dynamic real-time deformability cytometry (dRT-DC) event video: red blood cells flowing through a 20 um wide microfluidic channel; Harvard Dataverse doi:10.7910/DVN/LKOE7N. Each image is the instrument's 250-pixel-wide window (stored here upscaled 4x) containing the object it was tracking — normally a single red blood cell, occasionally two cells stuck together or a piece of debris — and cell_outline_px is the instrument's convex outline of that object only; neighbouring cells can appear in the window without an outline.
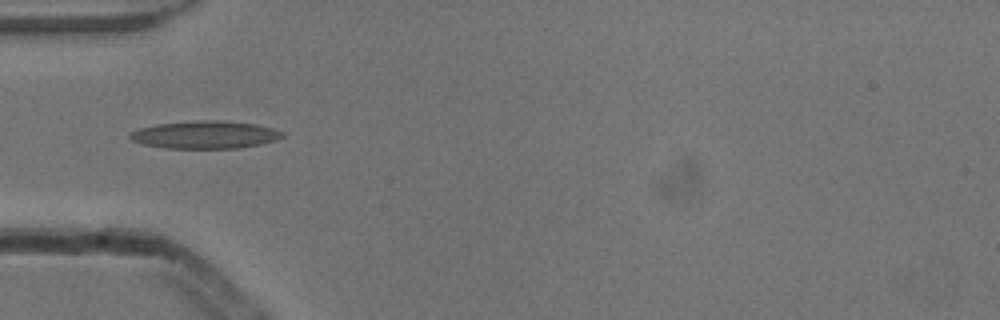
{"species": "common noctule bat (a hibernating species)", "species_latin": "Nyctalus noctula", "temperature_condition": "cold", "stored_images_in_passage": 4, "camera_frame_rate_fps": 3000, "um_per_image_px": 0.085, "animal": {"sex": "male", "body_mass_g": 13.3}, "frame": {"image": 1, "passage_image": 1, "time_ms": 0.0, "image_size_px": [1000, 320], "cell_outline_px": [[284, 136], [276, 140], [260, 144], [240, 148], [164, 148], [144, 144], [132, 140], [128, 136], [132, 132], [140, 128], [156, 124], [200, 120], [220, 120], [256, 124], [272, 128], [284, 132]], "centroid_in_image_um": [17.46, 11.45], "position_along_channel_um": 67.5, "area_um2": 24.51}}
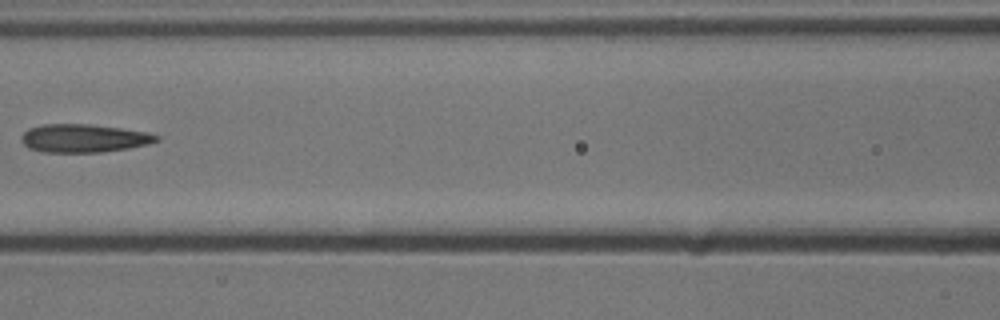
{"frame": {"image": 2, "passage_image": 3, "time_ms": 0.667, "image_size_px": [1000, 320], "cell_outline_px": [[160, 140], [148, 144], [128, 148], [100, 152], [40, 152], [28, 148], [20, 140], [20, 136], [28, 128], [44, 124], [88, 124], [120, 128], [148, 132], [160, 136]], "centroid_in_image_um": [7.1, 11.75], "position_along_channel_um": 159.5, "area_um2": 22.31}}
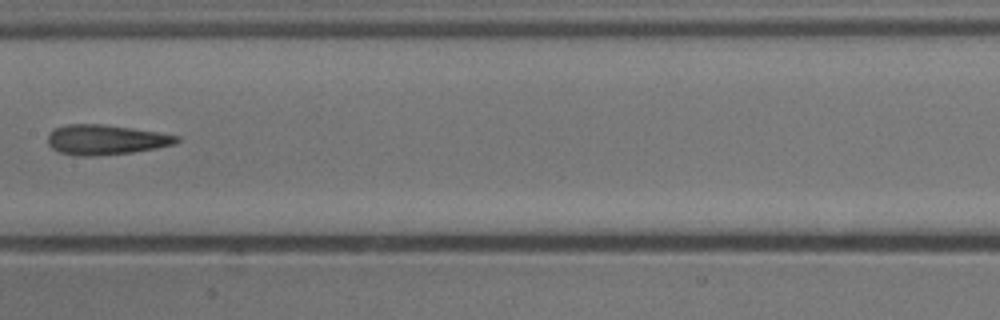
{"frame": {"image": 3, "passage_image": 4, "time_ms": 1.0, "image_size_px": [1000, 320], "cell_outline_px": [[180, 140], [176, 144], [156, 148], [132, 152], [92, 156], [76, 156], [60, 152], [52, 148], [48, 144], [48, 132], [52, 128], [68, 124], [104, 124], [132, 128], [180, 136]], "centroid_in_image_um": [8.96, 11.87], "position_along_channel_um": 198.4, "area_um2": 22.6}}